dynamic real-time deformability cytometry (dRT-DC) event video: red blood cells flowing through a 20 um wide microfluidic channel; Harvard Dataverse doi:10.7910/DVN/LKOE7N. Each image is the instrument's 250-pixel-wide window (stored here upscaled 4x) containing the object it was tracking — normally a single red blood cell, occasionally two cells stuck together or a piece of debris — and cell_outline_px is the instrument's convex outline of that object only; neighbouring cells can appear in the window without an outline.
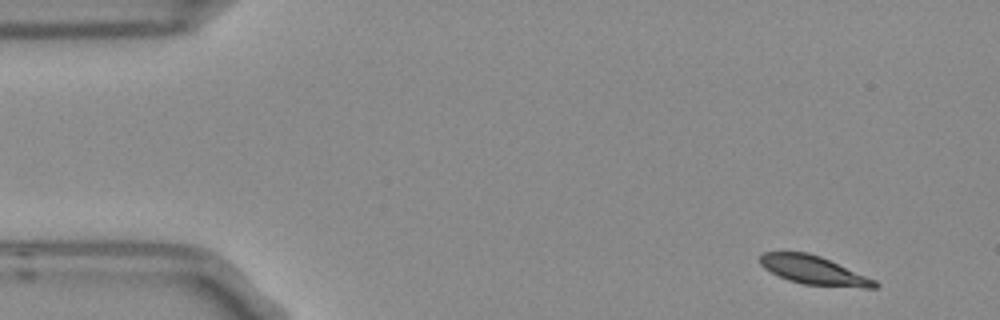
{"species": "Egyptian fruit bat (a non-hibernating species)", "species_latin": "Rousettus aegyptiacus", "temperature_condition": "room temperature", "stored_images_in_passage": 5, "segment_of_instrument_passage": [1, 2], "camera_frame_rate_fps": 3000, "um_per_image_px": 0.085, "frame": {"image": 1, "passage_image": 1, "time_ms": 0.0, "image_size_px": [1000, 320], "cell_outline_px": [[880, 284], [876, 288], [864, 288], [804, 284], [788, 280], [764, 268], [760, 264], [760, 256], [764, 252], [808, 252], [820, 256], [876, 280]], "centroid_in_image_um": [69.19, 22.98], "position_along_channel_um": 15.8, "area_um2": 18.96}}
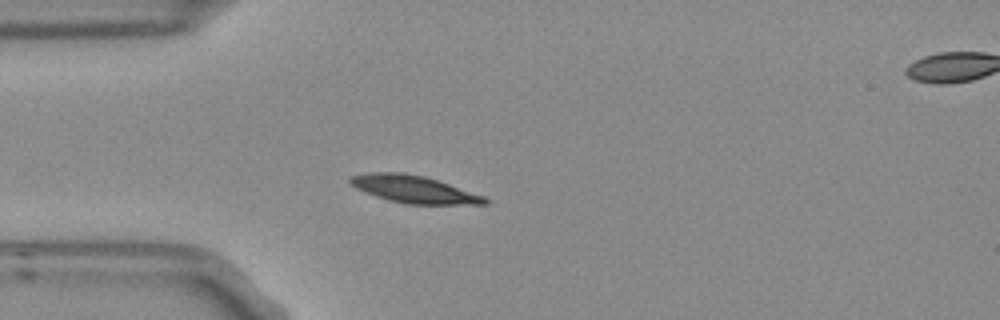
{"frame": {"image": 2, "passage_image": 4, "time_ms": 1.0, "image_size_px": [1000, 320], "cell_outline_px": [[492, 200], [488, 204], [404, 204], [388, 200], [376, 196], [356, 188], [348, 180], [348, 176], [368, 172], [404, 172], [424, 176], [484, 196]], "centroid_in_image_um": [35.16, 16.08], "position_along_channel_um": 49.8, "area_um2": 21.44}}